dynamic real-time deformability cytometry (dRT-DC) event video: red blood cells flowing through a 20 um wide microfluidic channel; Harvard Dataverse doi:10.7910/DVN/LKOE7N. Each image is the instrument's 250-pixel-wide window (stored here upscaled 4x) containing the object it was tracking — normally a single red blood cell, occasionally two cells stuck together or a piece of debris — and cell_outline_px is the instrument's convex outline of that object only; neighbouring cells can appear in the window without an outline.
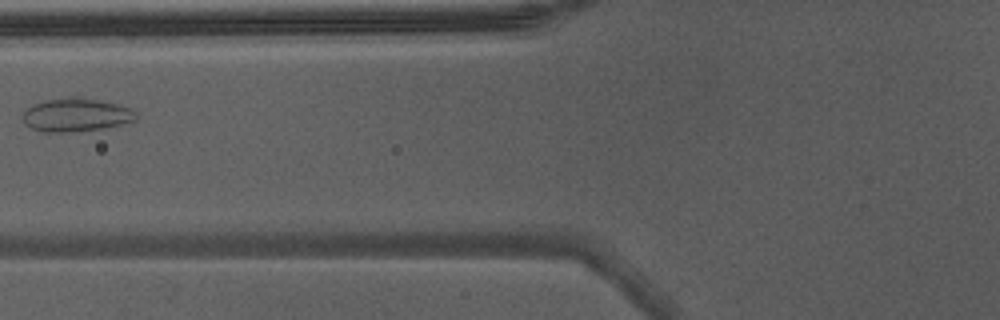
{"species": "Egyptian fruit bat (a non-hibernating species)", "species_latin": "Rousettus aegyptiacus", "temperature_condition": "warm", "stored_images_in_passage": 2, "camera_frame_rate_fps": 3000, "um_per_image_px": 0.085, "animal": {"sex": "male"}, "frame": {"image": 1, "passage_image": 2, "time_ms": 0.333, "image_size_px": [1000, 320], "cell_outline_px": [[136, 120], [104, 128], [72, 132], [40, 132], [24, 124], [20, 116], [32, 104], [48, 100], [68, 96], [76, 96], [120, 104], [136, 112]], "centroid_in_image_um": [6.42, 9.77], "position_along_channel_um": 119.4, "area_um2": 22.2}}